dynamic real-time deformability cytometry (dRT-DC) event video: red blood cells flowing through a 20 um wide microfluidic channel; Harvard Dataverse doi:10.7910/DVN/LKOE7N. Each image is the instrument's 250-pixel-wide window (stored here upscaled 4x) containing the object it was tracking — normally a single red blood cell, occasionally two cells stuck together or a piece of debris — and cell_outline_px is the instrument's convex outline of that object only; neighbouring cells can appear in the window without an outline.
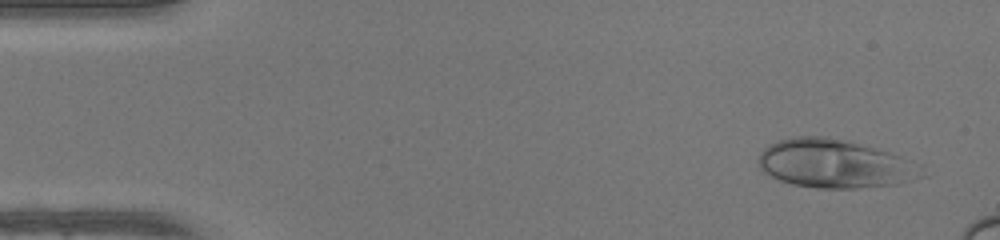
{"species": "human", "species_latin": "Homo sapiens", "temperature_condition": "warm", "stored_images_in_passage": 14, "camera_frame_rate_fps": 3000, "um_per_image_px": 0.085, "donor": {"sex": "female"}, "frame": {"image": 1, "passage_image": 3, "time_ms": 0.667, "image_size_px": [1000, 240], "cell_outline_px": [[904, 180], [896, 184], [856, 188], [816, 188], [792, 184], [780, 180], [760, 172], [760, 152], [768, 144], [780, 140], [796, 136], [824, 136], [888, 152], [904, 160]], "centroid_in_image_um": [70.53, 13.9], "position_along_channel_um": 14.5, "area_um2": 43.12}}